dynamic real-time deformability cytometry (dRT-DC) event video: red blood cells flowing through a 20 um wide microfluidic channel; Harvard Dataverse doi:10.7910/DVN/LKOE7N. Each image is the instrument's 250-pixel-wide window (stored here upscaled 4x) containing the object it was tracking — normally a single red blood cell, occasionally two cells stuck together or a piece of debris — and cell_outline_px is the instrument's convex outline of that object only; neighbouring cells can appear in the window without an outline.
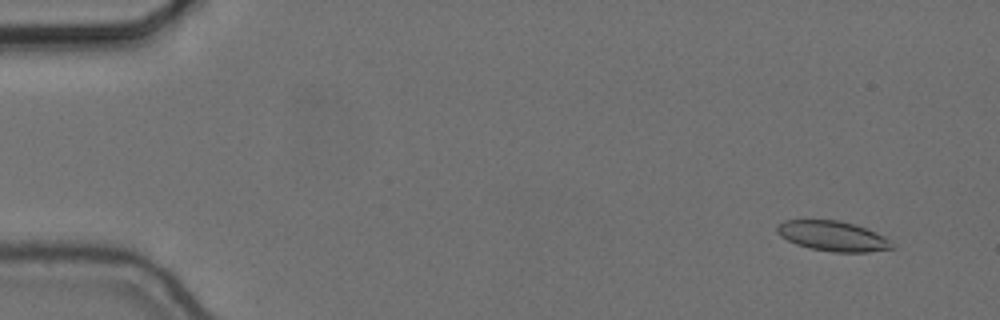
{"species": "common noctule bat (a hibernating species)", "species_latin": "Nyctalus noctula", "temperature_condition": "cold", "stored_images_in_passage": 57, "camera_frame_rate_fps": 3000, "um_per_image_px": 0.085, "animal": {"sex": "female", "body_mass_g": 24.6, "forearm_length_mm": 56.2}, "frame": {"image": 1, "passage_image": 4, "time_ms": 1.0, "image_size_px": [1000, 320], "cell_outline_px": [[896, 248], [868, 252], [832, 252], [812, 248], [796, 244], [780, 236], [776, 232], [776, 224], [784, 220], [840, 220], [864, 228], [884, 236], [896, 244]], "centroid_in_image_um": [70.79, 20.07], "position_along_channel_um": 14.2, "area_um2": 20.17}}
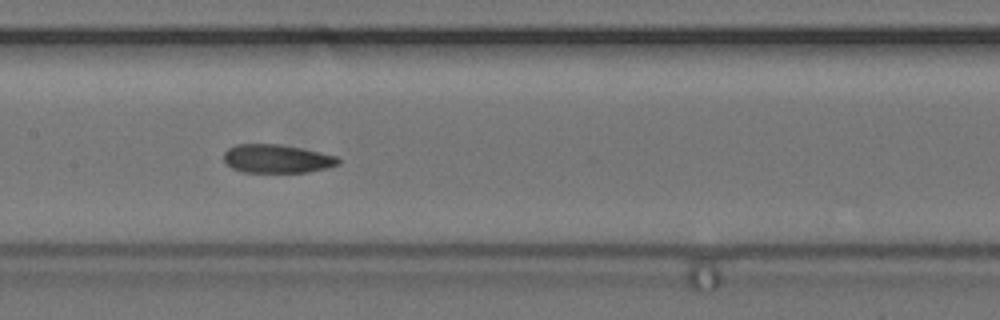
{"frame": {"image": 2, "passage_image": 28, "time_ms": 9.0, "image_size_px": [1000, 320], "cell_outline_px": [[340, 164], [328, 168], [308, 172], [244, 172], [232, 168], [224, 160], [224, 152], [228, 148], [236, 144], [280, 144], [300, 148], [336, 156], [340, 160]], "centroid_in_image_um": [23.54, 13.49], "position_along_channel_um": 183.9, "area_um2": 18.96}}
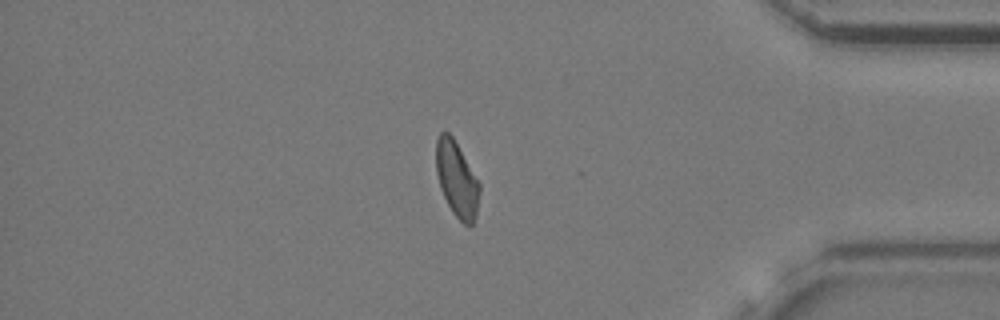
{"frame": {"image": 3, "passage_image": 48, "time_ms": 15.667, "image_size_px": [1000, 320], "cell_outline_px": [[480, 192], [476, 216], [472, 224], [464, 224], [452, 212], [440, 188], [436, 172], [436, 140], [440, 132], [448, 132], [452, 136], [480, 184]], "centroid_in_image_um": [38.82, 15.24], "position_along_channel_um": 396.4, "area_um2": 18.84}, "authors_computed_cell_mechanics": {"area_um2": 19.7098, "velocity_mm_per_s": 3.6411, "shape_relaxation_time_tau1_ms": null, "shape_relaxation_time_tau2_ms": 3.3464, "deformation_change_tau1": null, "deformation_change_tau2": 0.0839}}